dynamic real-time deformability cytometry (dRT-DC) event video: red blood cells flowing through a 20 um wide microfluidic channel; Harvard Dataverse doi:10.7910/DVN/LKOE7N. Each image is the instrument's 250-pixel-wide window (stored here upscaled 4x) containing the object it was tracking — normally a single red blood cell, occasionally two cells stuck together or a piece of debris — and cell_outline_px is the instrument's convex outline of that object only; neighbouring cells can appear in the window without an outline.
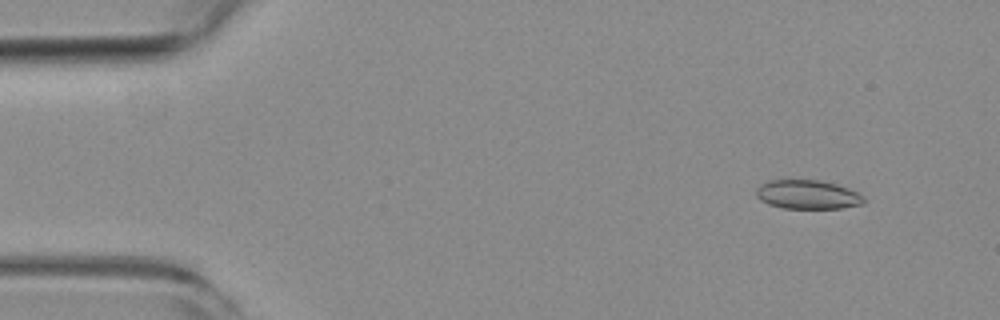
{"species": "common noctule bat (a hibernating species)", "species_latin": "Nyctalus noctula", "temperature_condition": "room temperature", "stored_images_in_passage": 53, "camera_frame_rate_fps": 3000, "um_per_image_px": 0.085, "animal": {"sex": "female", "body_mass_g": 19.3, "forearm_length_mm": 54.1}, "frame": {"image": 1, "passage_image": 5, "time_ms": 1.333, "image_size_px": [1000, 320], "cell_outline_px": [[864, 204], [840, 208], [784, 208], [768, 204], [760, 200], [756, 196], [756, 188], [760, 184], [768, 180], [788, 176], [820, 180], [836, 184], [848, 188], [864, 196]], "centroid_in_image_um": [68.57, 16.48], "position_along_channel_um": 16.4, "area_um2": 18.96}}
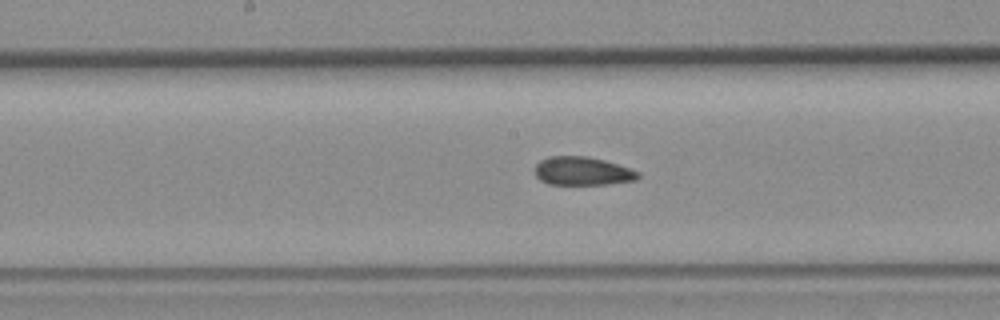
{"frame": {"image": 2, "passage_image": 27, "time_ms": 8.667, "image_size_px": [1000, 320], "cell_outline_px": [[640, 176], [636, 180], [608, 184], [548, 184], [540, 180], [536, 176], [536, 164], [540, 160], [548, 156], [588, 156], [604, 160], [640, 172]], "centroid_in_image_um": [49.5, 14.54], "position_along_channel_um": 198.7, "area_um2": 17.05}}
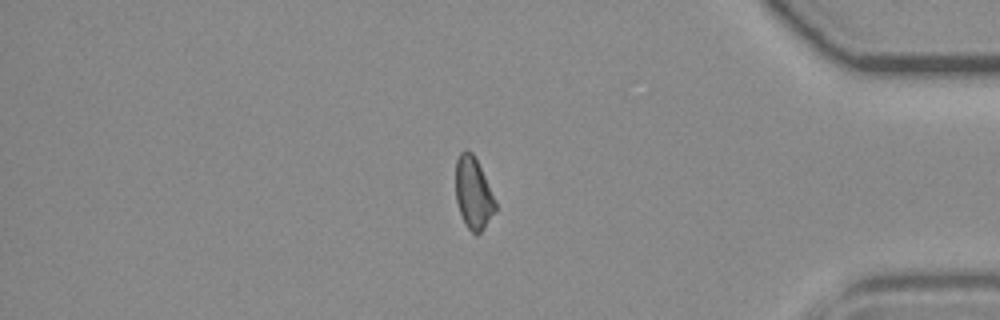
{"frame": {"image": 3, "passage_image": 45, "time_ms": 14.667, "image_size_px": [1000, 320], "cell_outline_px": [[496, 212], [484, 228], [476, 236], [468, 228], [460, 212], [456, 200], [456, 160], [460, 152], [464, 148], [468, 148], [472, 152], [496, 200]], "centroid_in_image_um": [40.24, 16.41], "position_along_channel_um": 395.0, "area_um2": 16.59}, "authors_computed_cell_mechanics": {"area_um2": 17.629, "velocity_mm_per_s": 3.8278, "shape_relaxation_time_tau1_ms": null, "shape_relaxation_time_tau2_ms": 3.3284, "deformation_change_tau1": null, "deformation_change_tau2": 0.0835}}